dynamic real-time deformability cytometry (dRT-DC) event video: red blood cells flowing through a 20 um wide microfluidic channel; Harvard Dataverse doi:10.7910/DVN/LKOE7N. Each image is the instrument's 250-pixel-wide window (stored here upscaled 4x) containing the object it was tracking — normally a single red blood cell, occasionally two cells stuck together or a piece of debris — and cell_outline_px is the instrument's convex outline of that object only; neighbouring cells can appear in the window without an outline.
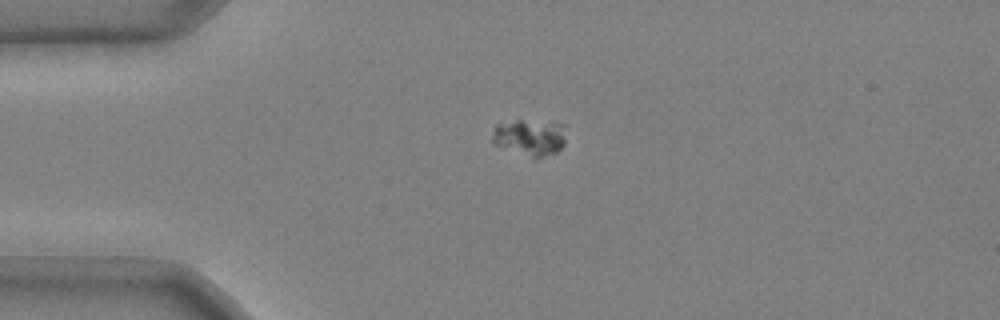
{"species": "common noctule bat (a hibernating species)", "species_latin": "Nyctalus noctula", "temperature_condition": "cold", "stored_images_in_passage": 9, "camera_frame_rate_fps": 3000, "um_per_image_px": 0.085, "animal": {"sex": "male", "body_mass_g": 20.4}, "frame": {"image": 1, "passage_image": 1, "time_ms": 0.0, "image_size_px": [1000, 320], "cell_outline_px": [[564, 144], [556, 152], [532, 160], [496, 144], [492, 140], [492, 136], [496, 124], [516, 120], [520, 120], [564, 124]], "centroid_in_image_um": [45.03, 11.7], "position_along_channel_um": 40.0, "area_um2": 15.61}}
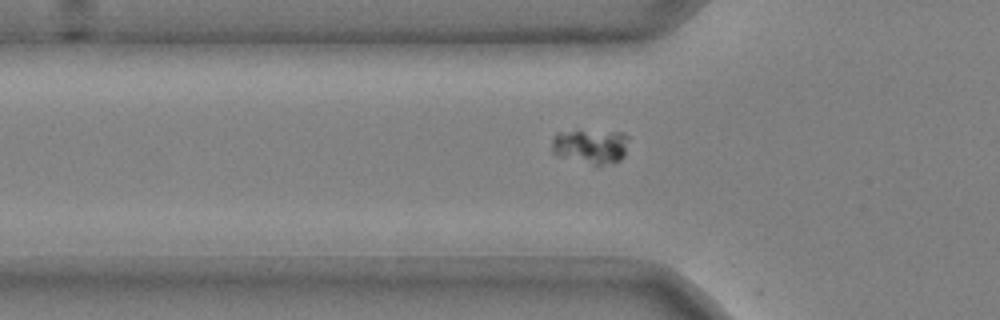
{"frame": {"image": 2, "passage_image": 6, "time_ms": 1.667, "image_size_px": [1000, 320], "cell_outline_px": [[628, 136], [624, 156], [620, 160], [596, 168], [556, 156], [552, 152], [552, 140], [556, 132], [580, 128], [620, 132]], "centroid_in_image_um": [50.14, 12.44], "position_along_channel_um": 75.7, "area_um2": 16.7}}